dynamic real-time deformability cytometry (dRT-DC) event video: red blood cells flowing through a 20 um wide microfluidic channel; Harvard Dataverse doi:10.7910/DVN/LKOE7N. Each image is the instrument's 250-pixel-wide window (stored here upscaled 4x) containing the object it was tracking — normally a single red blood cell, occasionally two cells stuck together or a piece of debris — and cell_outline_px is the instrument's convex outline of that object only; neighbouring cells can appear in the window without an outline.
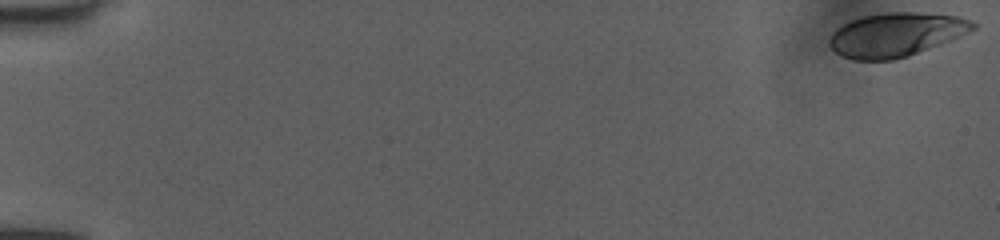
{"species": "human", "species_latin": "Homo sapiens", "temperature_condition": "room temperature", "stored_images_in_passage": 20, "camera_frame_rate_fps": 3000, "um_per_image_px": 0.085, "donor": {"sex": "female"}, "frame": {"image": 1, "passage_image": 1, "time_ms": 0.0, "image_size_px": [1000, 240], "cell_outline_px": [[976, 28], [968, 32], [940, 44], [908, 56], [892, 60], [852, 60], [840, 56], [828, 44], [828, 40], [832, 32], [844, 24], [852, 20], [864, 16], [884, 12], [916, 12], [960, 16], [976, 24]], "centroid_in_image_um": [76.13, 2.95], "position_along_channel_um": 8.9, "area_um2": 36.53}}
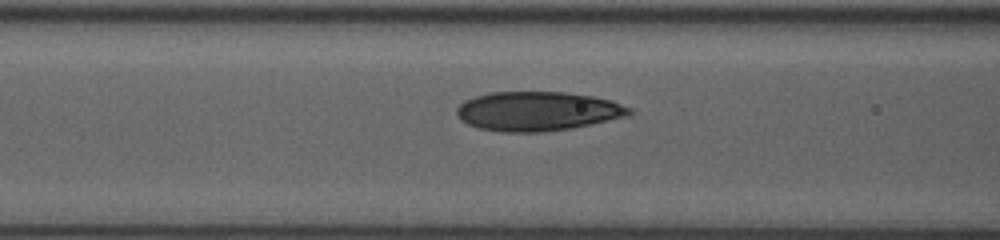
{"frame": {"image": 2, "passage_image": 12, "time_ms": 3.667, "image_size_px": [1000, 240], "cell_outline_px": [[632, 116], [572, 128], [544, 132], [504, 132], [480, 128], [468, 124], [456, 112], [456, 108], [464, 100], [476, 96], [492, 92], [564, 92], [592, 96], [612, 100], [632, 108]], "centroid_in_image_um": [45.77, 9.45], "position_along_channel_um": 120.8, "area_um2": 39.59}}
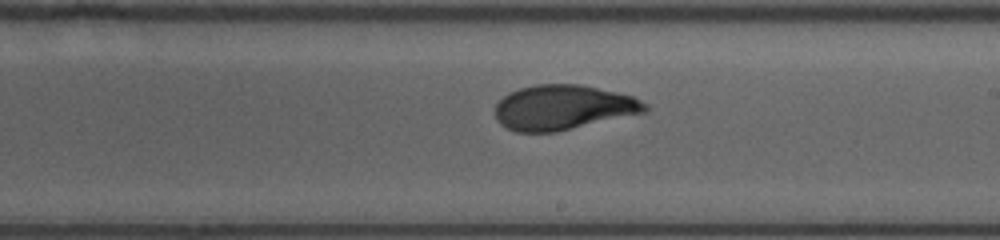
{"frame": {"image": 3, "passage_image": 20, "time_ms": 6.333, "image_size_px": [1000, 240], "cell_outline_px": [[648, 112], [556, 132], [516, 132], [500, 124], [496, 120], [496, 104], [508, 92], [520, 88], [536, 84], [580, 84], [616, 92], [632, 96], [648, 104]], "centroid_in_image_um": [47.88, 9.13], "position_along_channel_um": 241.1, "area_um2": 39.3}}